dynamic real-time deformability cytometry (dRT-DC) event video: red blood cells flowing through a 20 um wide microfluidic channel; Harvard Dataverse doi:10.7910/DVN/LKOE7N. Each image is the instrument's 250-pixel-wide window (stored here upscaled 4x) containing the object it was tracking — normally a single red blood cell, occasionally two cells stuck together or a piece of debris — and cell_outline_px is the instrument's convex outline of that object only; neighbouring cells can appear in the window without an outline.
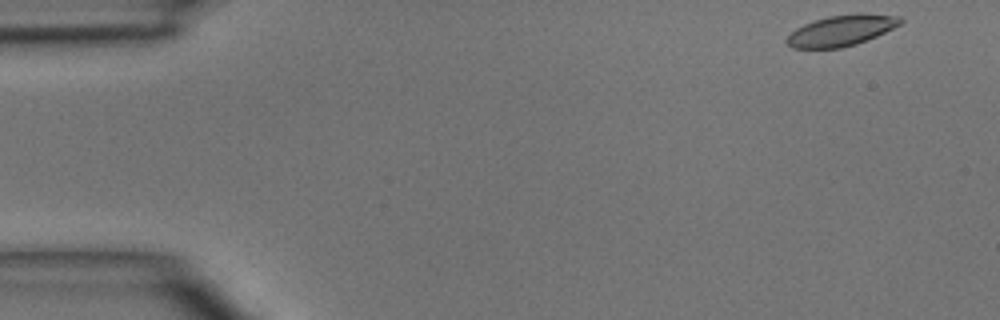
{"species": "common noctule bat (a hibernating species)", "species_latin": "Nyctalus noctula", "temperature_condition": "room temperature", "stored_images_in_passage": 2, "camera_frame_rate_fps": 3000, "um_per_image_px": 0.085, "animal": {"sex": "male", "body_mass_g": 15.6}, "frame": {"image": 1, "passage_image": 1, "time_ms": 0.0, "image_size_px": [1000, 320], "cell_outline_px": [[904, 20], [900, 24], [868, 40], [856, 44], [840, 48], [792, 48], [784, 40], [796, 28], [804, 24], [828, 16], [860, 12], [900, 16]], "centroid_in_image_um": [71.53, 2.58], "position_along_channel_um": 13.5, "area_um2": 20.46}}